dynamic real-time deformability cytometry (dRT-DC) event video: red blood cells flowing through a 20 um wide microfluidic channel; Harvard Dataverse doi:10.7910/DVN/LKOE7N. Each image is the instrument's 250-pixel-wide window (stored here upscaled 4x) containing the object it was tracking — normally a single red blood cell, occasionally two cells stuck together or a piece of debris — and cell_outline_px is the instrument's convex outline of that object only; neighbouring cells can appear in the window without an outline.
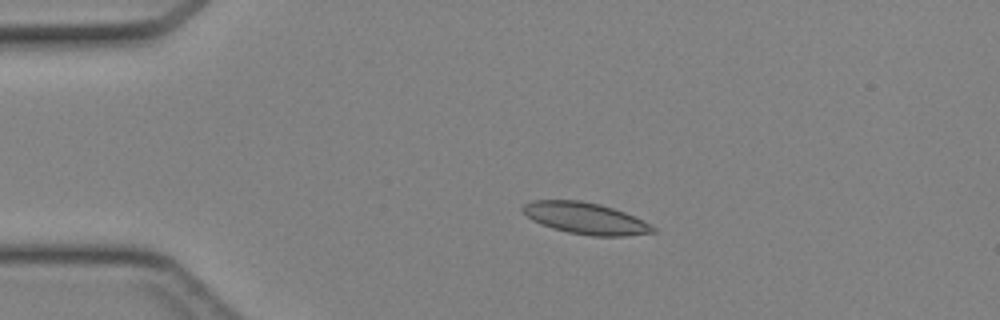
{"species": "Egyptian fruit bat (a non-hibernating species)", "species_latin": "Rousettus aegyptiacus", "temperature_condition": "cold", "stored_images_in_passage": 3, "camera_frame_rate_fps": 3000, "um_per_image_px": 0.085, "animal": {"sex": "female"}, "frame": {"image": 1, "passage_image": 3, "time_ms": 0.667, "image_size_px": [1000, 320], "cell_outline_px": [[656, 232], [624, 236], [592, 236], [568, 232], [552, 228], [532, 220], [520, 208], [524, 204], [532, 200], [580, 200], [600, 204], [624, 212], [656, 228]], "centroid_in_image_um": [49.73, 18.55], "position_along_channel_um": 35.3, "area_um2": 23.64}}